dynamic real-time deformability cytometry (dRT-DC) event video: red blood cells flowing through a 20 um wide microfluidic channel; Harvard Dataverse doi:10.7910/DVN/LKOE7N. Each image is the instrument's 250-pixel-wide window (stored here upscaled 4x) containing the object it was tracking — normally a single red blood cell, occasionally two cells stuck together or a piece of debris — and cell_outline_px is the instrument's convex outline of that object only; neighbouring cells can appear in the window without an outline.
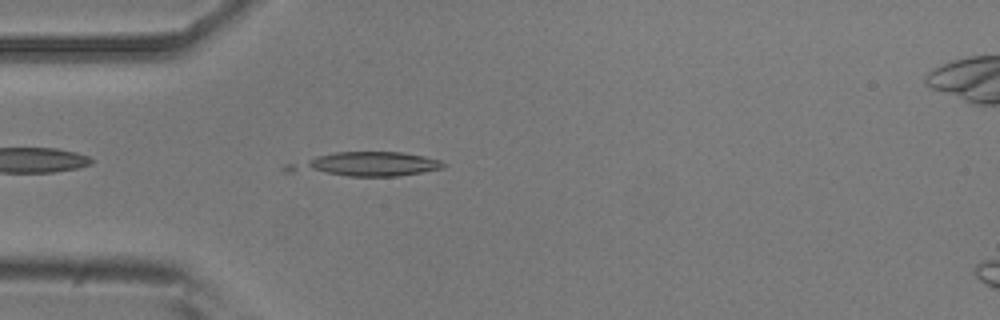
{"species": "common noctule bat (a hibernating species)", "species_latin": "Nyctalus noctula", "temperature_condition": "room temperature", "stored_images_in_passage": 12, "camera_frame_rate_fps": 3000, "um_per_image_px": 0.085, "animal": {"sex": "male", "body_mass_g": 20.5, "forearm_length_mm": 52.5}, "frame": {"image": 1, "passage_image": 4, "time_ms": 1.0, "image_size_px": [1000, 320], "cell_outline_px": [[444, 168], [400, 176], [348, 176], [284, 172], [284, 164], [316, 156], [336, 152], [400, 152], [424, 156], [440, 160], [444, 164]], "centroid_in_image_um": [31.01, 13.97], "position_along_channel_um": 54.0, "area_um2": 22.08}}
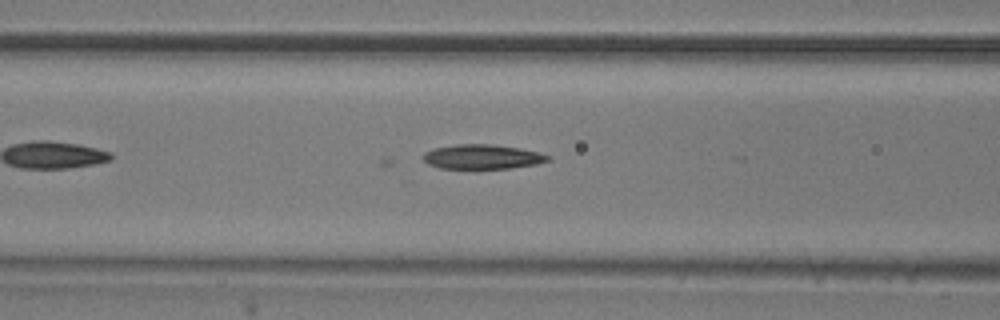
{"frame": {"image": 2, "passage_image": 10, "time_ms": 3.0, "image_size_px": [1000, 320], "cell_outline_px": [[552, 160], [536, 164], [512, 168], [440, 168], [428, 164], [424, 160], [424, 152], [432, 148], [456, 144], [492, 144], [520, 148], [540, 152], [552, 156]], "centroid_in_image_um": [41.04, 13.31], "position_along_channel_um": 125.6, "area_um2": 17.98}}